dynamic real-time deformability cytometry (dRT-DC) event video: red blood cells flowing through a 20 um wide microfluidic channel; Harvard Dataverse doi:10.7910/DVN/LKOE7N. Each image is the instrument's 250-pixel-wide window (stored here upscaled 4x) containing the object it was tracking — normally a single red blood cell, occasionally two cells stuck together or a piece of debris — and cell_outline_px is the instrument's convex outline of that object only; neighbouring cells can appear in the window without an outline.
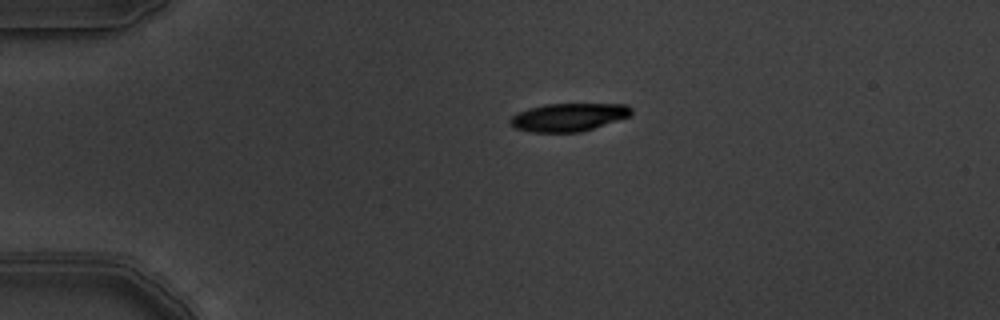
{"species": "common noctule bat (a hibernating species)", "species_latin": "Nyctalus noctula", "temperature_condition": "warm", "stored_images_in_passage": 4, "camera_frame_rate_fps": 3000, "um_per_image_px": 0.085, "animal": {"sex": "male", "body_mass_g": 19.5, "forearm_length_mm": 54.6}, "frame": {"image": 1, "passage_image": 1, "time_ms": 0.0, "image_size_px": [1000, 320], "cell_outline_px": [[632, 112], [628, 116], [580, 132], [532, 132], [516, 128], [508, 124], [508, 120], [512, 116], [528, 108], [544, 104], [628, 104], [632, 108]], "centroid_in_image_um": [48.28, 9.95], "position_along_channel_um": 36.7, "area_um2": 19.59}}
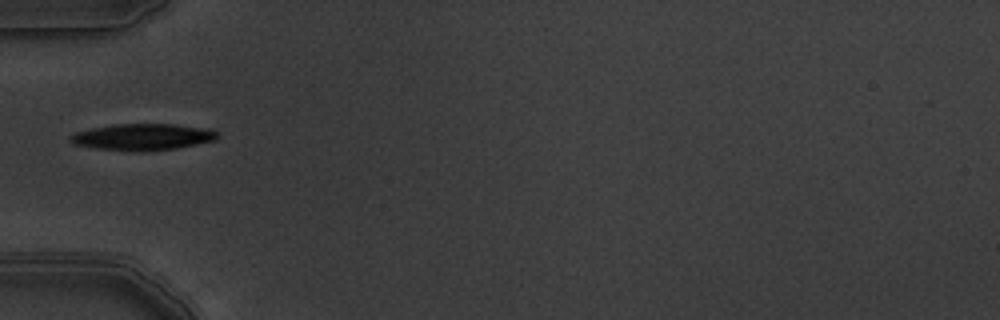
{"frame": {"image": 2, "passage_image": 3, "time_ms": 0.667, "image_size_px": [1000, 320], "cell_outline_px": [[220, 136], [216, 140], [176, 148], [96, 148], [72, 144], [68, 140], [68, 136], [76, 132], [92, 128], [116, 124], [172, 124], [208, 128], [220, 132]], "centroid_in_image_um": [12.17, 11.58], "position_along_channel_um": 72.8, "area_um2": 21.73}}